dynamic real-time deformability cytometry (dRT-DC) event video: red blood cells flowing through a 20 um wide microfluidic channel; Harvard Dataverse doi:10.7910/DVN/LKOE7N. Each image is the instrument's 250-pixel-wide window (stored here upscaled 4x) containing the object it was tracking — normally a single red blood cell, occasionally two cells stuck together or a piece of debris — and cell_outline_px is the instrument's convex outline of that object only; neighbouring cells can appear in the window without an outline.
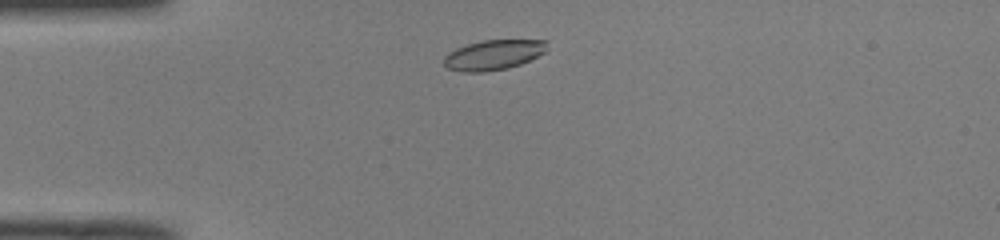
{"species": "common noctule bat (a hibernating species)", "species_latin": "Nyctalus noctula", "temperature_condition": "room temperature", "stored_images_in_passage": 41, "camera_frame_rate_fps": 3000, "um_per_image_px": 0.085, "animal": {"sex": "male", "body_mass_g": 19.0, "forearm_length_mm": 50.8}, "frame": {"image": 1, "passage_image": 3, "time_ms": 0.667, "image_size_px": [1000, 240], "cell_outline_px": [[548, 40], [544, 52], [520, 64], [508, 68], [484, 72], [464, 72], [448, 68], [444, 64], [444, 56], [448, 52], [456, 48], [468, 44], [484, 40]], "centroid_in_image_um": [41.91, 4.66], "position_along_channel_um": 43.1, "area_um2": 17.86}}
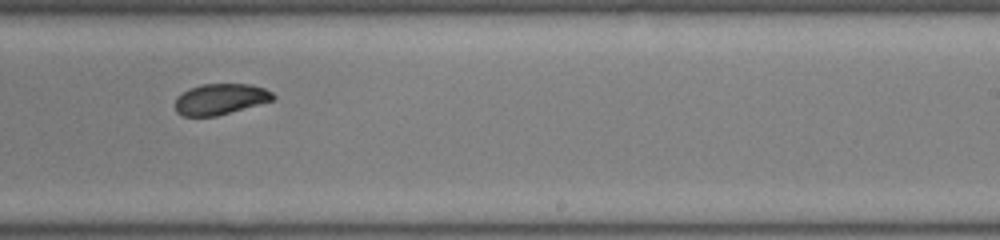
{"frame": {"image": 2, "passage_image": 22, "time_ms": 7.0, "image_size_px": [1000, 240], "cell_outline_px": [[276, 96], [272, 100], [216, 116], [184, 116], [176, 112], [176, 96], [188, 88], [200, 84], [252, 84], [264, 88], [272, 92]], "centroid_in_image_um": [18.7, 8.41], "position_along_channel_um": 270.3, "area_um2": 17.57}}
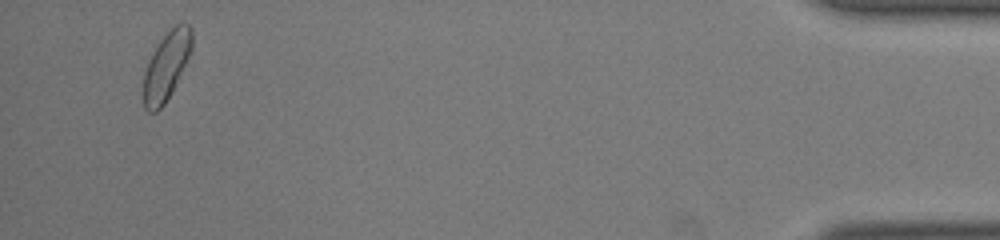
{"frame": {"image": 3, "passage_image": 39, "time_ms": 12.667, "image_size_px": [1000, 240], "cell_outline_px": [[192, 48], [172, 92], [164, 104], [156, 112], [148, 112], [144, 108], [144, 72], [148, 60], [152, 52], [160, 40], [180, 20], [188, 24], [192, 28]], "centroid_in_image_um": [14.14, 5.58], "position_along_channel_um": 421.1, "area_um2": 19.13}, "authors_computed_cell_mechanics": {"area_um2": 18.4382, "velocity_mm_per_s": 3.9956, "shape_relaxation_time_tau1_ms": 4.1675, "shape_relaxation_time_tau2_ms": 3.7942, "deformation_change_tau1": 0.1174, "deformation_change_tau2": 0.0548}}